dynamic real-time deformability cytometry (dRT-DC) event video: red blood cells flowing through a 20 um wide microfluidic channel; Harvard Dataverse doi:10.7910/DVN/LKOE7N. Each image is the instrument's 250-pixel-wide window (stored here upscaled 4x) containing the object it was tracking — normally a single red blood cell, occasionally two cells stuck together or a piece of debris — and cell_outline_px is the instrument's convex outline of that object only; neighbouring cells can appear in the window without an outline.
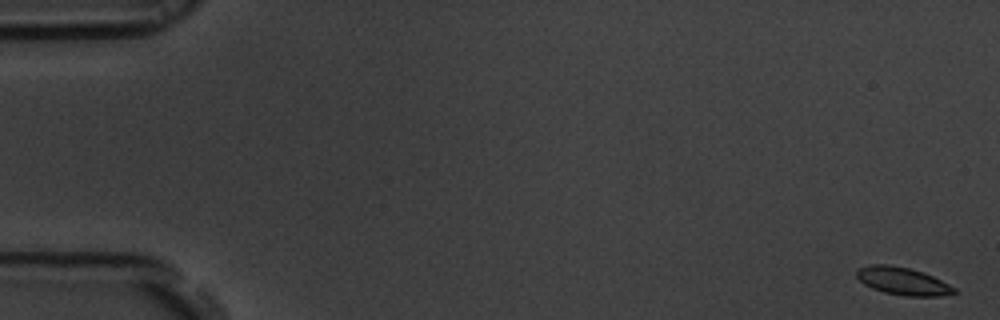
{"species": "common noctule bat (a hibernating species)", "species_latin": "Nyctalus noctula", "temperature_condition": "room temperature", "stored_images_in_passage": 57, "segment_of_instrument_passage": [1, 2], "camera_frame_rate_fps": 3000, "um_per_image_px": 0.085, "animal": {"sex": "male", "body_mass_g": 19.5, "forearm_length_mm": 54.6}, "frame": {"image": 1, "passage_image": 1, "time_ms": 0.0, "image_size_px": [1000, 320], "cell_outline_px": [[960, 292], [940, 296], [904, 296], [884, 292], [872, 288], [864, 284], [856, 276], [856, 268], [872, 264], [888, 264], [908, 268], [932, 276], [956, 288]], "centroid_in_image_um": [76.72, 23.9], "position_along_channel_um": 8.3, "area_um2": 15.66}}
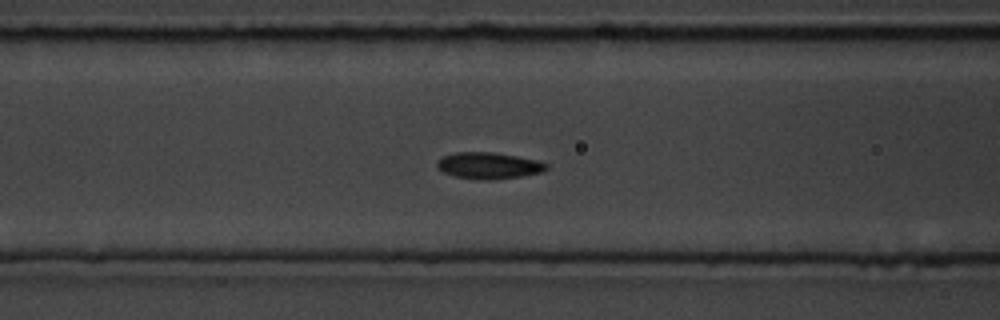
{"frame": {"image": 2, "passage_image": 23, "time_ms": 7.333, "image_size_px": [1000, 320], "cell_outline_px": [[548, 168], [540, 172], [520, 176], [492, 180], [480, 180], [456, 176], [444, 172], [436, 168], [436, 164], [444, 156], [456, 152], [492, 152], [516, 156], [536, 160], [548, 164]], "centroid_in_image_um": [41.53, 14.08], "position_along_channel_um": 125.1, "area_um2": 16.65}}
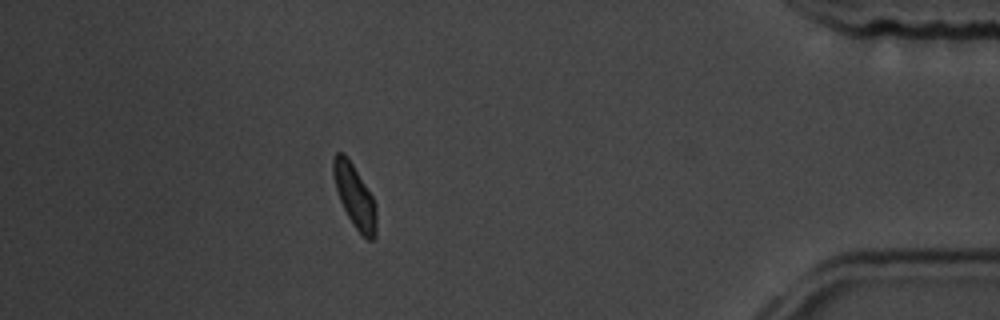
{"frame": {"image": 3, "passage_image": 50, "time_ms": 16.333, "image_size_px": [1000, 320], "cell_outline_px": [[376, 236], [372, 240], [368, 240], [352, 224], [340, 200], [336, 188], [332, 172], [332, 160], [336, 152], [344, 152], [352, 164], [372, 196], [376, 204]], "centroid_in_image_um": [30.14, 16.66], "position_along_channel_um": 405.1, "area_um2": 15.61}}